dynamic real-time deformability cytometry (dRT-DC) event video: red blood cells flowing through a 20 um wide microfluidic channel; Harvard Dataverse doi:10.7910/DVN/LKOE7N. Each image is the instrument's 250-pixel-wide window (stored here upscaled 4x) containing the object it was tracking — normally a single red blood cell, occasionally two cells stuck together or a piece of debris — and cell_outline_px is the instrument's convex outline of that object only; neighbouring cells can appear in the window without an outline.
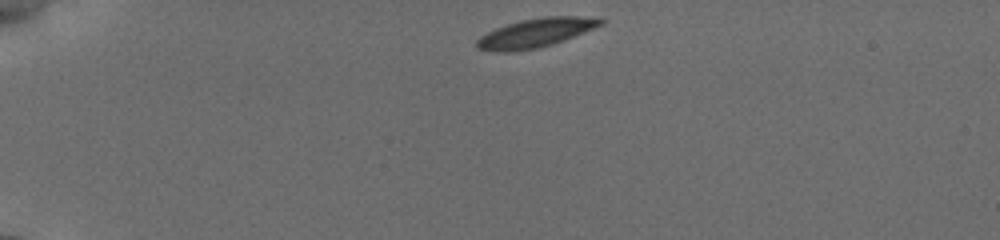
{"species": "common noctule bat (a hibernating species)", "species_latin": "Nyctalus noctula", "temperature_condition": "cold", "stored_images_in_passage": 24, "camera_frame_rate_fps": 3000, "um_per_image_px": 0.085, "animal": {"sex": "female", "body_mass_g": 19.5, "forearm_length_mm": 54.1}, "frame": {"image": 1, "passage_image": 1, "time_ms": 0.0, "image_size_px": [1000, 240], "cell_outline_px": [[604, 24], [564, 40], [552, 44], [536, 48], [512, 52], [496, 52], [476, 48], [476, 40], [480, 36], [496, 28], [520, 20], [544, 16], [600, 16], [604, 20]], "centroid_in_image_um": [45.56, 2.78], "position_along_channel_um": 39.4, "area_um2": 21.04}}
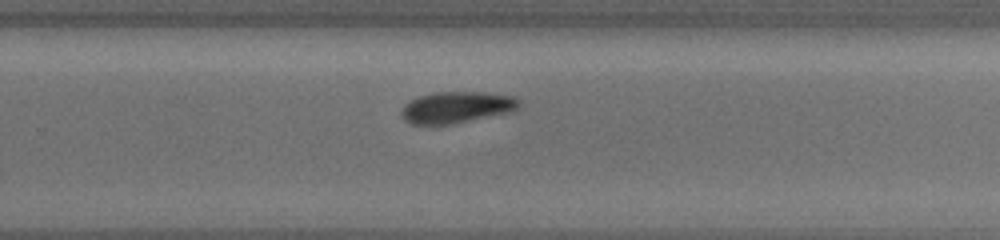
{"frame": {"image": 2, "passage_image": 14, "time_ms": 8.333, "image_size_px": [1000, 240], "cell_outline_px": [[520, 104], [512, 112], [452, 124], [412, 124], [404, 120], [400, 116], [400, 112], [404, 104], [420, 96], [436, 92], [484, 92], [516, 96], [520, 100]], "centroid_in_image_um": [38.83, 9.12], "position_along_channel_um": 291.0, "area_um2": 21.68}}
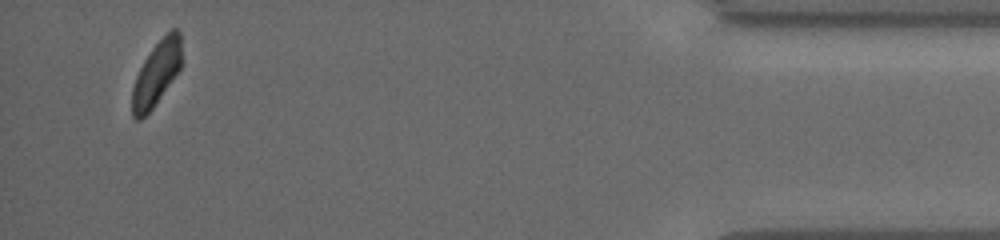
{"frame": {"image": 3, "passage_image": 24, "time_ms": 13.333, "image_size_px": [1000, 240], "cell_outline_px": [[180, 68], [152, 108], [140, 120], [136, 120], [132, 116], [132, 88], [136, 76], [144, 60], [152, 48], [172, 28], [176, 28], [180, 32]], "centroid_in_image_um": [13.27, 6.25], "position_along_channel_um": 421.9, "area_um2": 17.98}, "authors_computed_cell_mechanics": {"area_um2": 21.5594, "velocity_mm_per_s": 3.7871, "shape_relaxation_time_tau1_ms": 1.4969, "shape_relaxation_time_tau2_ms": null, "deformation_change_tau1": 0.07, "deformation_change_tau2": null}}